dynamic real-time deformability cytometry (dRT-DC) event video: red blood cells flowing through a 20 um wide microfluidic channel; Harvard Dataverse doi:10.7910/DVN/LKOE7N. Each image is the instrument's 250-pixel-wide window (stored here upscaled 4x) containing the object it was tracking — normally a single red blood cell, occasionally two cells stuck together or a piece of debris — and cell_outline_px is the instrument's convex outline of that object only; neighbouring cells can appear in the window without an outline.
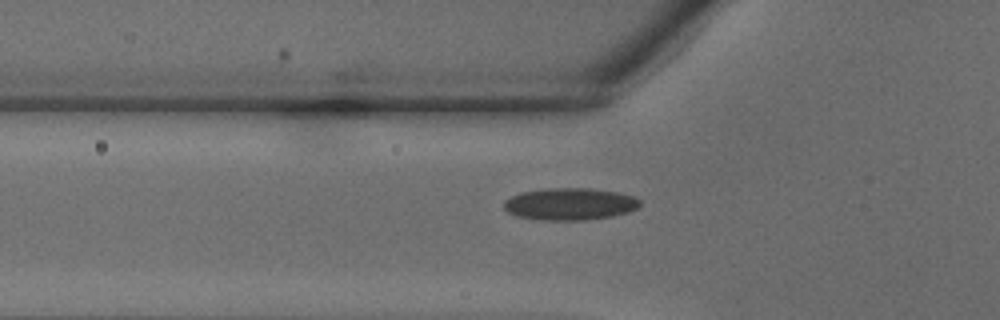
{"species": "common noctule bat (a hibernating species)", "species_latin": "Nyctalus noctula", "temperature_condition": "warm", "stored_images_in_passage": 30, "camera_frame_rate_fps": 3000, "um_per_image_px": 0.085, "animal": {"sex": "male", "body_mass_g": 18.8}, "frame": {"image": 1, "passage_image": 8, "time_ms": 2.333, "image_size_px": [1000, 320], "cell_outline_px": [[640, 204], [636, 208], [628, 212], [612, 216], [584, 220], [540, 220], [516, 216], [508, 212], [504, 208], [504, 200], [520, 192], [548, 188], [588, 188], [616, 192], [632, 196], [640, 200]], "centroid_in_image_um": [48.4, 17.34], "position_along_channel_um": 77.4, "area_um2": 25.37}}
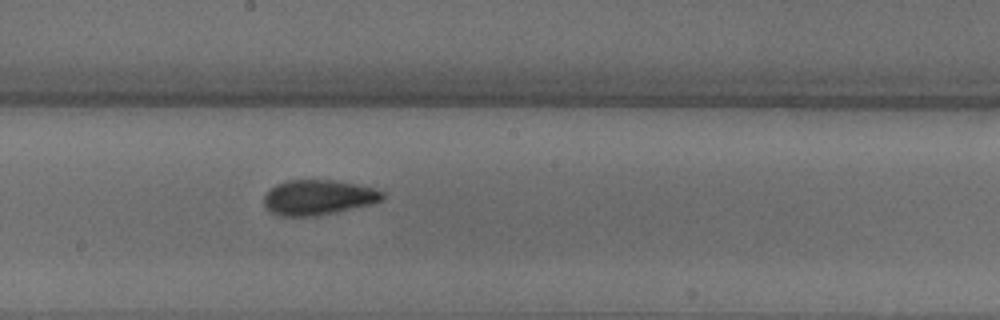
{"frame": {"image": 2, "passage_image": 16, "time_ms": 5.0, "image_size_px": [1000, 320], "cell_outline_px": [[384, 200], [372, 204], [336, 212], [316, 216], [280, 216], [272, 212], [264, 204], [264, 196], [276, 184], [288, 180], [336, 180], [376, 188], [384, 192]], "centroid_in_image_um": [27.1, 16.77], "position_along_channel_um": 221.1, "area_um2": 24.28}}
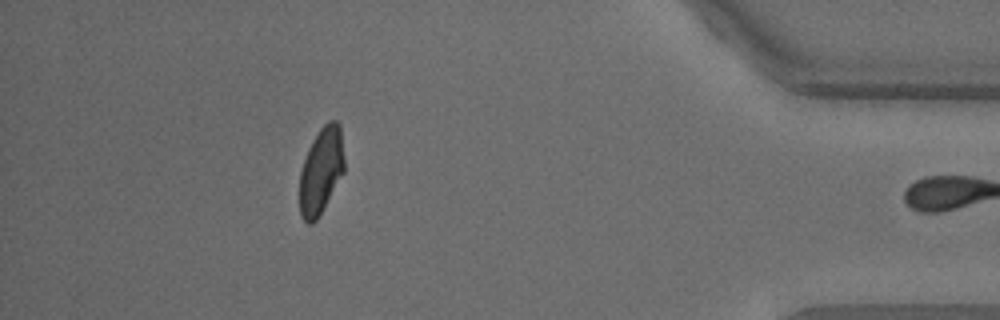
{"frame": {"image": 3, "passage_image": 29, "time_ms": 9.333, "image_size_px": [1000, 320], "cell_outline_px": [[344, 172], [316, 220], [312, 224], [308, 224], [300, 216], [300, 172], [308, 148], [312, 140], [320, 128], [328, 120], [336, 120], [340, 124], [344, 160]], "centroid_in_image_um": [27.29, 14.49], "position_along_channel_um": 407.9, "area_um2": 22.37}}